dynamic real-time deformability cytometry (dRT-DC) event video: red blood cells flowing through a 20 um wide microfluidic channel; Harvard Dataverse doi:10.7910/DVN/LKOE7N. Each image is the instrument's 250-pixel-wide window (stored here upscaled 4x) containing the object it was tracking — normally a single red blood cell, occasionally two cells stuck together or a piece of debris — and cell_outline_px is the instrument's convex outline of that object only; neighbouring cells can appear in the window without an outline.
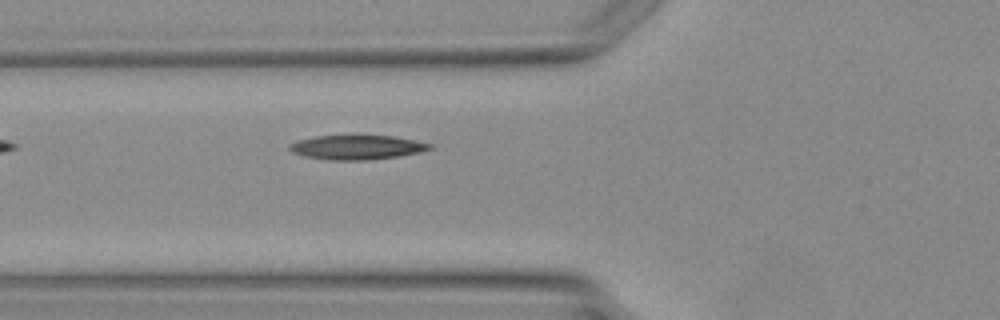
{"species": "Egyptian fruit bat (a non-hibernating species)", "species_latin": "Rousettus aegyptiacus", "temperature_condition": "warm", "stored_images_in_passage": 2, "camera_frame_rate_fps": 3000, "um_per_image_px": 0.085, "animal": {"sex": "female"}, "frame": {"image": 1, "passage_image": 2, "time_ms": 1.333, "image_size_px": [1000, 320], "cell_outline_px": [[436, 148], [400, 156], [364, 160], [332, 160], [304, 156], [292, 152], [288, 148], [288, 144], [296, 140], [316, 136], [396, 136], [436, 144]], "centroid_in_image_um": [30.39, 12.51], "position_along_channel_um": 95.4, "area_um2": 20.06}}